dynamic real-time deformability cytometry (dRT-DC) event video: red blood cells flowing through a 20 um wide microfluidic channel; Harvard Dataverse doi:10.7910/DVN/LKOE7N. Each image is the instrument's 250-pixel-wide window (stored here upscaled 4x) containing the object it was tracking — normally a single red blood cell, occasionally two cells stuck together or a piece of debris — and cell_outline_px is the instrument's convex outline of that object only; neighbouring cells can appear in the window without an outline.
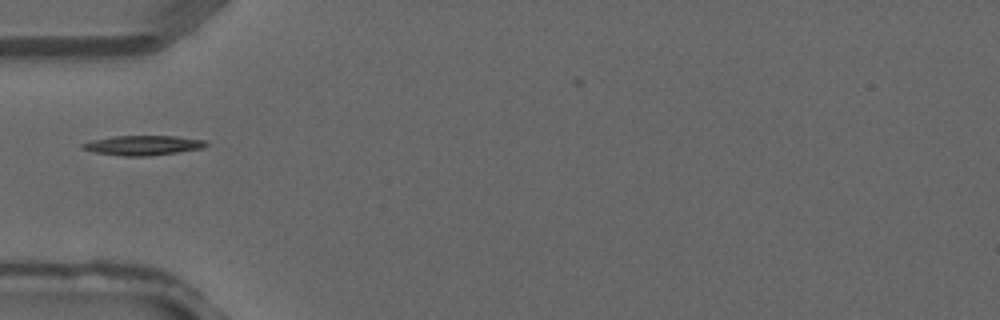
{"species": "common noctule bat (a hibernating species)", "species_latin": "Nyctalus noctula", "temperature_condition": "warm", "stored_images_in_passage": 2, "camera_frame_rate_fps": 3000, "um_per_image_px": 0.085, "animal": {"sex": "male", "forearm_length_mm": 52.5}, "frame": {"image": 1, "passage_image": 2, "time_ms": 0.333, "image_size_px": [1000, 320], "cell_outline_px": [[208, 144], [200, 148], [176, 152], [148, 156], [124, 156], [96, 152], [80, 148], [80, 144], [92, 140], [112, 136], [176, 136], [204, 140]], "centroid_in_image_um": [12.1, 12.34], "position_along_channel_um": 72.9, "area_um2": 13.99}}